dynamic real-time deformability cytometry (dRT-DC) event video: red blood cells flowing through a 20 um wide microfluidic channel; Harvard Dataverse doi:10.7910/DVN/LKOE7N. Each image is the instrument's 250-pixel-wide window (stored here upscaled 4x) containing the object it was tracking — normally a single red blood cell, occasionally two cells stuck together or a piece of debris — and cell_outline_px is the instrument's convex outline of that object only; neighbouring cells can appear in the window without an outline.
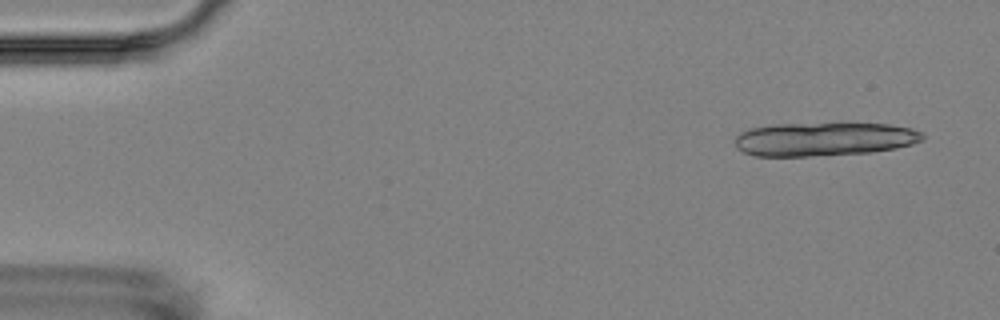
{"species": "Egyptian fruit bat (a non-hibernating species)", "species_latin": "Rousettus aegyptiacus", "temperature_condition": "room temperature", "stored_images_in_passage": 6, "camera_frame_rate_fps": 3000, "um_per_image_px": 0.085, "animal": {"sex": "female"}, "frame": {"image": 1, "passage_image": 1, "time_ms": 0.0, "image_size_px": [1000, 320], "cell_outline_px": [[924, 140], [912, 144], [896, 148], [872, 152], [808, 156], [756, 156], [744, 152], [736, 148], [736, 136], [740, 132], [748, 128], [772, 124], [888, 124], [912, 128], [920, 132], [924, 136]], "centroid_in_image_um": [70.03, 11.83], "position_along_channel_um": 15.0, "area_um2": 36.65}}